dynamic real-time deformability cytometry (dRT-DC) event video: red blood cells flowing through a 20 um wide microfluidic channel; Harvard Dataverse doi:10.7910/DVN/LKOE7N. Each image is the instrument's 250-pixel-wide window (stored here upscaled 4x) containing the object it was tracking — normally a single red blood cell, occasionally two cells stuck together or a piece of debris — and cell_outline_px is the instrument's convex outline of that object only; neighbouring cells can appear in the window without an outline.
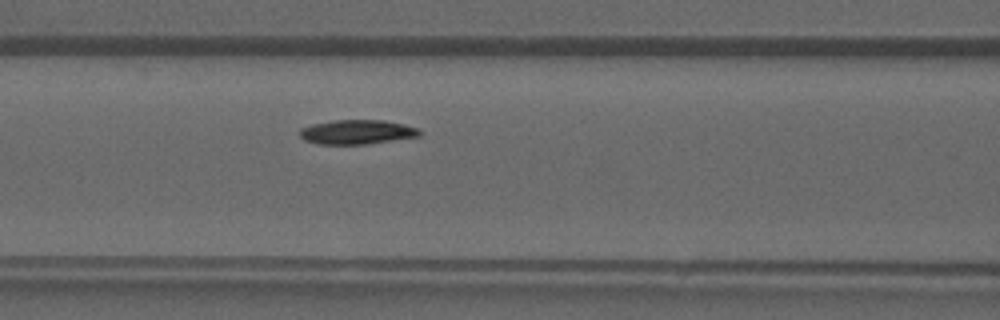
{"species": "common noctule bat (a hibernating species)", "species_latin": "Nyctalus noctula", "temperature_condition": "warm", "stored_images_in_passage": 6, "camera_frame_rate_fps": 3000, "um_per_image_px": 0.085, "animal": {"sex": "male", "forearm_length_mm": 52.5}, "frame": {"image": 1, "passage_image": 6, "time_ms": 5.667, "image_size_px": [1000, 320], "cell_outline_px": [[420, 136], [368, 144], [316, 144], [304, 140], [300, 136], [300, 128], [312, 124], [332, 120], [384, 120], [404, 124], [416, 128], [420, 132]], "centroid_in_image_um": [30.31, 11.22], "position_along_channel_um": 136.3, "area_um2": 17.05}}